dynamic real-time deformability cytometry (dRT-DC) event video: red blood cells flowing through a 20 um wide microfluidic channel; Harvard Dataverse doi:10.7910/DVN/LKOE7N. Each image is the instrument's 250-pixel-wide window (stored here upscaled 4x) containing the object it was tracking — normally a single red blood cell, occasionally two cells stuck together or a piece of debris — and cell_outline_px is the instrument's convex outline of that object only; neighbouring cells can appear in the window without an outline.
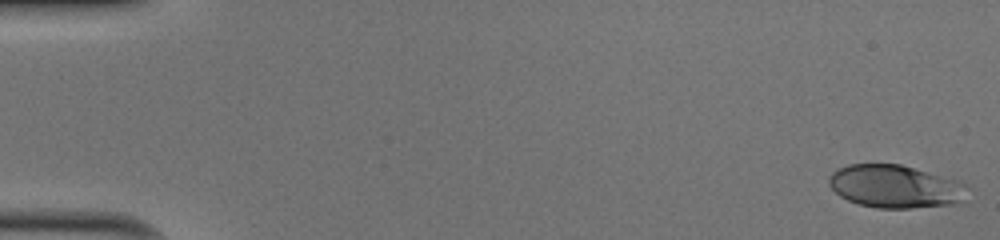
{"species": "human", "species_latin": "Homo sapiens", "temperature_condition": "cold", "stored_images_in_passage": 51, "camera_frame_rate_fps": 3000, "um_per_image_px": 0.085, "donor": {"sex": "male"}, "frame": {"image": 1, "passage_image": 1, "time_ms": 0.0, "image_size_px": [1000, 240], "cell_outline_px": [[968, 184], [960, 200], [952, 204], [912, 208], [876, 208], [860, 204], [848, 200], [840, 196], [828, 184], [828, 176], [832, 172], [848, 164], [900, 164], [960, 180]], "centroid_in_image_um": [76.06, 15.83], "position_along_channel_um": 8.9, "area_um2": 34.51}}
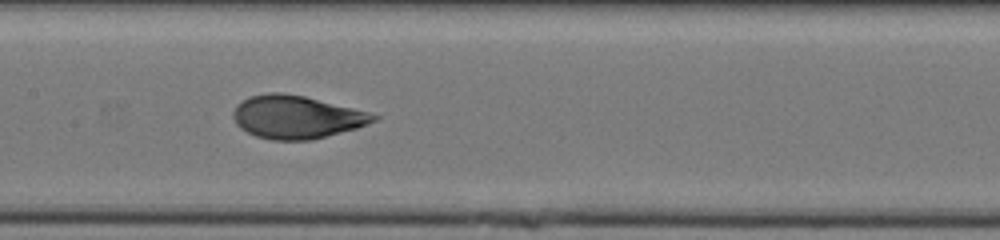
{"frame": {"image": 2, "passage_image": 26, "time_ms": 8.333, "image_size_px": [1000, 240], "cell_outline_px": [[380, 116], [376, 120], [368, 124], [356, 128], [312, 140], [272, 140], [256, 136], [240, 128], [236, 124], [232, 116], [232, 112], [236, 104], [248, 96], [268, 92], [280, 92], [304, 96], [368, 112]], "centroid_in_image_um": [25.15, 9.94], "position_along_channel_um": 182.2, "area_um2": 35.14}}
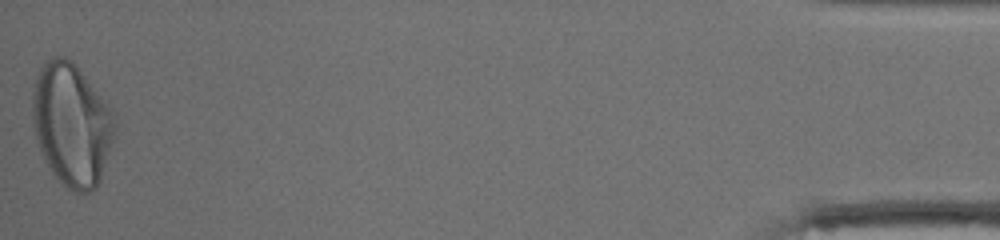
{"frame": {"image": 3, "passage_image": 51, "time_ms": 16.667, "image_size_px": [1000, 240], "cell_outline_px": [[116, 132], [100, 180], [96, 188], [88, 192], [76, 192], [68, 188], [52, 172], [44, 160], [36, 136], [32, 120], [32, 92], [36, 76], [44, 60], [52, 56], [64, 56], [76, 64], [108, 104], [116, 120]], "centroid_in_image_um": [6.09, 10.54], "position_along_channel_um": 429.1, "area_um2": 58.96}, "authors_computed_cell_mechanics": {"area_um2": 34.969, "velocity_mm_per_s": 4.0232, "shape_relaxation_time_tau1_ms": 3.9778, "shape_relaxation_time_tau2_ms": null, "deformation_change_tau1": 0.1871, "deformation_change_tau2": null}}